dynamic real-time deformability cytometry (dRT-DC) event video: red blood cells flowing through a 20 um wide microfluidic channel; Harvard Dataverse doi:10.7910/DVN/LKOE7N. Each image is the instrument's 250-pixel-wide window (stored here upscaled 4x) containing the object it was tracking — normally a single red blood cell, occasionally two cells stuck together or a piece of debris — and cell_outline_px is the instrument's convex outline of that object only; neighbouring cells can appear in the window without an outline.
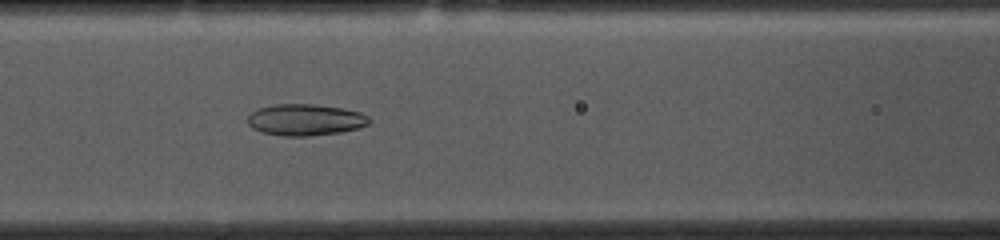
{"species": "common noctule bat (a hibernating species)", "species_latin": "Nyctalus noctula", "temperature_condition": "cold", "stored_images_in_passage": 53, "camera_frame_rate_fps": 3000, "um_per_image_px": 0.085, "animal": {"sex": "female", "body_mass_g": 10.0, "forearm_length_mm": 53.1}, "frame": {"image": 1, "passage_image": 21, "time_ms": 6.667, "image_size_px": [1000, 240], "cell_outline_px": [[372, 120], [368, 124], [356, 128], [340, 132], [308, 136], [280, 136], [264, 132], [252, 128], [248, 124], [248, 116], [252, 112], [260, 108], [276, 104], [312, 104], [344, 108], [360, 112], [368, 116]], "centroid_in_image_um": [25.96, 10.18], "position_along_channel_um": 140.6, "area_um2": 22.2}}
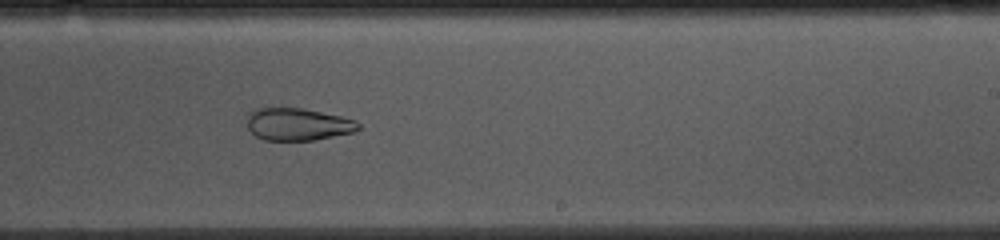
{"frame": {"image": 2, "passage_image": 31, "time_ms": 10.0, "image_size_px": [1000, 240], "cell_outline_px": [[360, 128], [356, 132], [312, 140], [264, 140], [256, 136], [248, 128], [248, 112], [252, 108], [300, 108], [340, 116], [352, 120], [360, 124]], "centroid_in_image_um": [25.29, 10.56], "position_along_channel_um": 263.7, "area_um2": 20.87}}
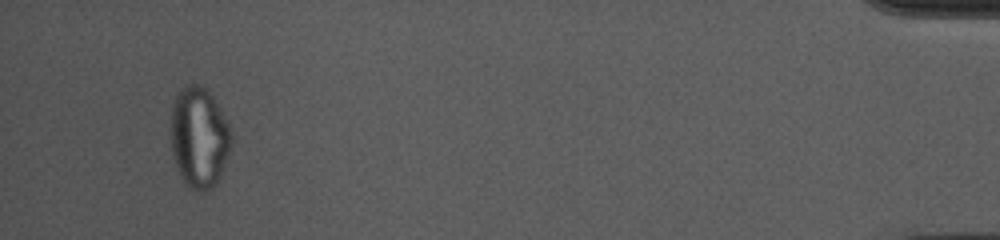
{"frame": {"image": 3, "passage_image": 50, "time_ms": 16.333, "image_size_px": [1000, 240], "cell_outline_px": [[232, 140], [220, 176], [216, 184], [212, 188], [204, 192], [196, 192], [188, 188], [180, 176], [176, 168], [172, 152], [168, 132], [172, 108], [176, 96], [180, 88], [184, 84], [200, 84], [212, 96], [220, 108], [232, 132]], "centroid_in_image_um": [16.88, 11.7], "position_along_channel_um": 418.3, "area_um2": 36.18}, "authors_computed_cell_mechanics": {"area_um2": 26.5302, "velocity_mm_per_s": 3.6894, "shape_relaxation_time_tau1_ms": null, "shape_relaxation_time_tau2_ms": 2.1652, "deformation_change_tau1": null, "deformation_change_tau2": 0.0794}}